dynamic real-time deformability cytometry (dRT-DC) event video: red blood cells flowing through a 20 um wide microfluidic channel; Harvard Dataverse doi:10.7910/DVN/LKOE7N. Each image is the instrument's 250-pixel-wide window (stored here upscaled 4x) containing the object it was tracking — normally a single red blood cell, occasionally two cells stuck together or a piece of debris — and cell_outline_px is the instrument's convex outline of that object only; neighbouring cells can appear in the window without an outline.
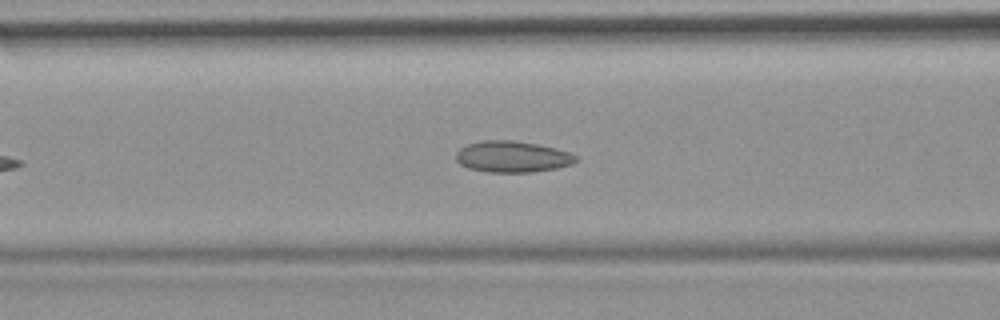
{"species": "common noctule bat (a hibernating species)", "species_latin": "Nyctalus noctula", "temperature_condition": "room temperature", "stored_images_in_passage": 26, "camera_frame_rate_fps": 3000, "um_per_image_px": 0.085, "animal": {"sex": "female", "body_mass_g": 19.9}, "frame": {"image": 1, "passage_image": 12, "time_ms": 3.667, "image_size_px": [1000, 320], "cell_outline_px": [[576, 160], [572, 164], [556, 168], [532, 172], [488, 172], [468, 168], [460, 164], [456, 160], [456, 152], [460, 148], [468, 144], [480, 140], [512, 140], [536, 144], [568, 152], [576, 156]], "centroid_in_image_um": [43.49, 13.32], "position_along_channel_um": 123.1, "area_um2": 21.68}}
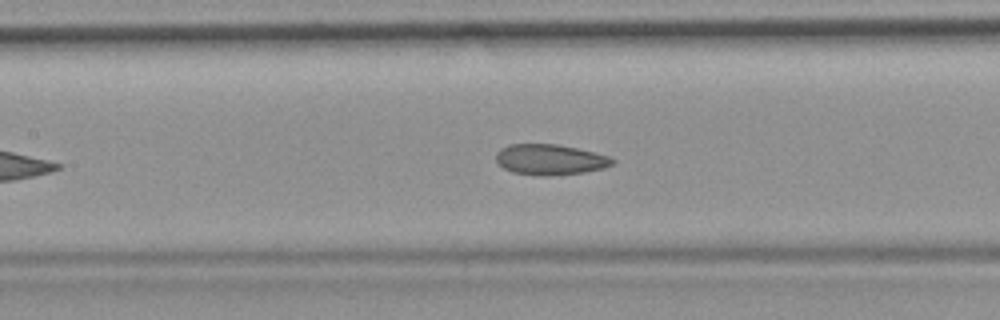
{"frame": {"image": 2, "passage_image": 15, "time_ms": 4.667, "image_size_px": [1000, 320], "cell_outline_px": [[616, 160], [612, 164], [604, 168], [584, 172], [544, 176], [512, 172], [504, 168], [496, 160], [496, 152], [500, 148], [508, 144], [556, 144], [576, 148], [608, 156]], "centroid_in_image_um": [46.73, 13.56], "position_along_channel_um": 160.7, "area_um2": 20.58}}